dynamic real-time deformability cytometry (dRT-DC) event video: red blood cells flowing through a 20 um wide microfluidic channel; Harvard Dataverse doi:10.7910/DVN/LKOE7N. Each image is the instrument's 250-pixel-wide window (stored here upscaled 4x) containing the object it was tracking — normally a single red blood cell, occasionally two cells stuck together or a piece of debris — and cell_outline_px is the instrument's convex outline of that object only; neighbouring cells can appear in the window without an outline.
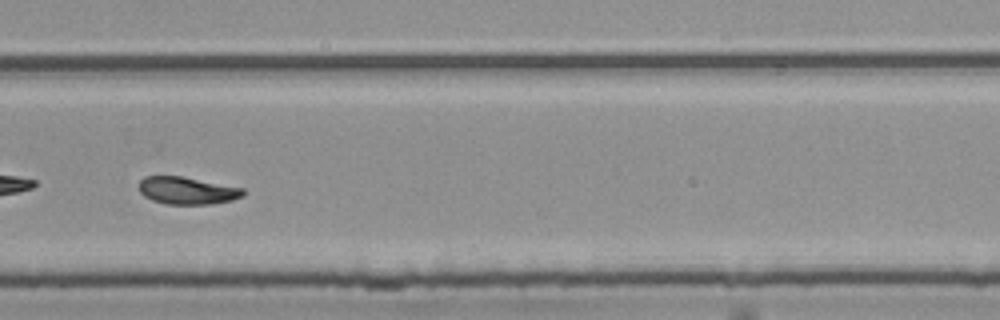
{"species": "common noctule bat (a hibernating species)", "species_latin": "Nyctalus noctula", "temperature_condition": "room temperature", "stored_images_in_passage": 54, "camera_frame_rate_fps": 3000, "um_per_image_px": 0.085, "animal": {"sex": "female", "body_mass_g": 25.1}, "frame": {"image": 1, "passage_image": 39, "time_ms": 12.667, "image_size_px": [1000, 320], "cell_outline_px": [[244, 196], [232, 200], [212, 204], [164, 204], [152, 200], [144, 196], [140, 192], [140, 180], [144, 176], [180, 176], [244, 188]], "centroid_in_image_um": [15.91, 16.2], "position_along_channel_um": 313.9, "area_um2": 16.59}, "authors_computed_cell_mechanics": {"area_um2": 17.3689, "velocity_mm_per_s": 3.7501, "shape_relaxation_time_tau1_ms": null, "shape_relaxation_time_tau2_ms": 3.2161, "deformation_change_tau1": null, "deformation_change_tau2": 0.0617}}